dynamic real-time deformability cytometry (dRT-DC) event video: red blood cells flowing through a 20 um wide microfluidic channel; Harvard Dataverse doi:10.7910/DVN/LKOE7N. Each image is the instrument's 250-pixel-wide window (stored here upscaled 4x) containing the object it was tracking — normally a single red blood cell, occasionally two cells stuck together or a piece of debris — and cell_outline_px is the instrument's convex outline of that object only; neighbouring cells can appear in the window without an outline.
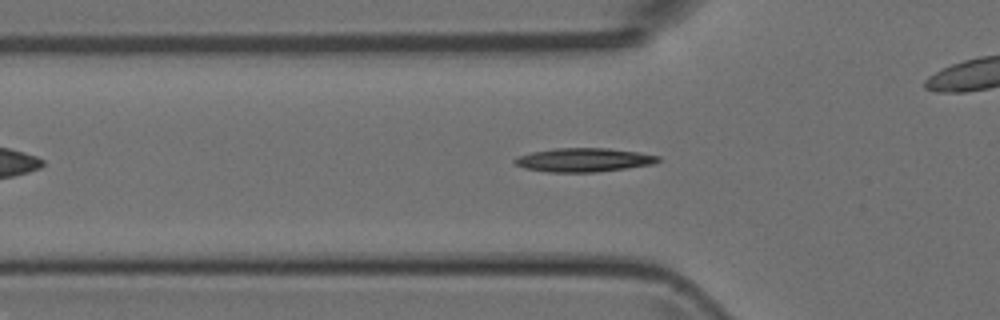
{"species": "Egyptian fruit bat (a non-hibernating species)", "species_latin": "Rousettus aegyptiacus", "temperature_condition": "room temperature", "stored_images_in_passage": 36, "camera_frame_rate_fps": 3000, "um_per_image_px": 0.085, "animal": {"sex": "female"}, "frame": {"image": 1, "passage_image": 2, "time_ms": 0.333, "image_size_px": [1000, 320], "cell_outline_px": [[660, 160], [656, 164], [596, 172], [548, 172], [524, 168], [516, 164], [512, 160], [520, 156], [532, 152], [556, 148], [608, 148], [640, 152], [660, 156]], "centroid_in_image_um": [49.67, 13.59], "position_along_channel_um": 76.1, "area_um2": 19.88}}
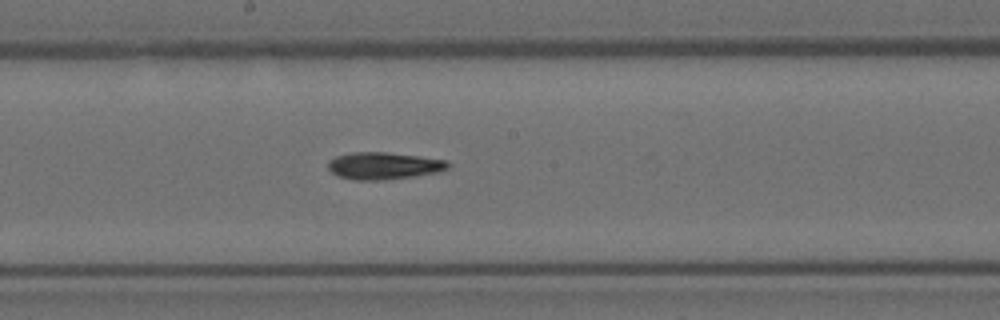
{"frame": {"image": 2, "passage_image": 12, "time_ms": 3.667, "image_size_px": [1000, 320], "cell_outline_px": [[452, 164], [448, 168], [440, 172], [416, 176], [384, 180], [352, 180], [336, 176], [328, 168], [328, 164], [336, 156], [352, 152], [384, 152], [420, 156], [448, 160]], "centroid_in_image_um": [32.67, 14.1], "position_along_channel_um": 215.5, "area_um2": 19.19}}
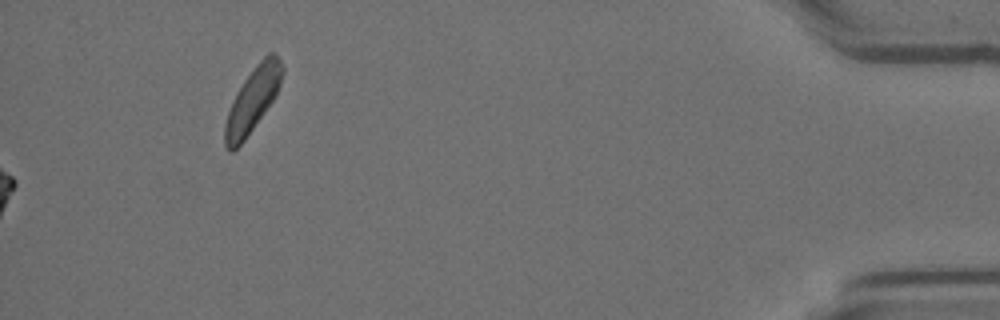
{"frame": {"image": 3, "passage_image": 36, "time_ms": 11.667, "image_size_px": [1000, 320], "cell_outline_px": [[284, 72], [280, 84], [272, 100], [264, 112], [244, 140], [232, 152], [228, 152], [224, 144], [224, 124], [232, 100], [236, 92], [244, 80], [256, 64], [268, 52], [272, 52], [280, 60], [284, 68]], "centroid_in_image_um": [21.44, 8.49], "position_along_channel_um": 413.8, "area_um2": 21.15}}